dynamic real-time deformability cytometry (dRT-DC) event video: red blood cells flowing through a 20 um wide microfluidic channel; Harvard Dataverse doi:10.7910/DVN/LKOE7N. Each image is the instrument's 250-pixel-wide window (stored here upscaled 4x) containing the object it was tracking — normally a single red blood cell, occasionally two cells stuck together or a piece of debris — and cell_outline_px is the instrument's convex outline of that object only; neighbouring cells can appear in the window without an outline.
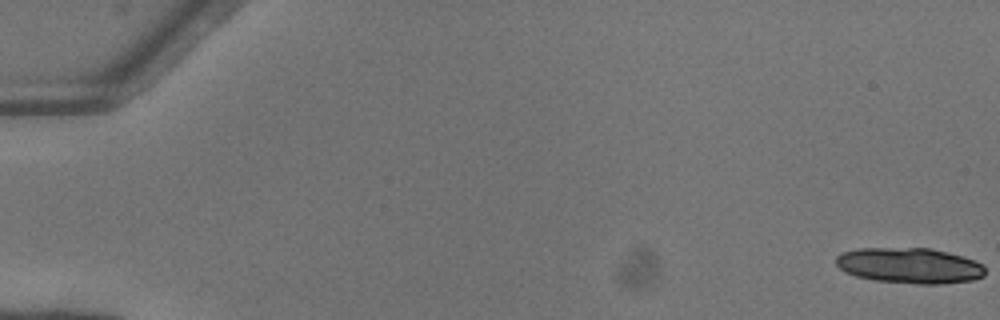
{"species": "common noctule bat (a hibernating species)", "species_latin": "Nyctalus noctula", "temperature_condition": "warm", "stored_images_in_passage": 52, "camera_frame_rate_fps": 3000, "um_per_image_px": 0.085, "animal": {"sex": "female"}, "frame": {"image": 1, "passage_image": 1, "time_ms": 0.0, "image_size_px": [1000, 320], "cell_outline_px": [[984, 276], [972, 280], [940, 284], [916, 284], [872, 280], [856, 276], [844, 272], [836, 264], [836, 256], [844, 252], [860, 248], [932, 248], [948, 252], [976, 260], [984, 264]], "centroid_in_image_um": [77.33, 22.57], "position_along_channel_um": 7.7, "area_um2": 31.15}}
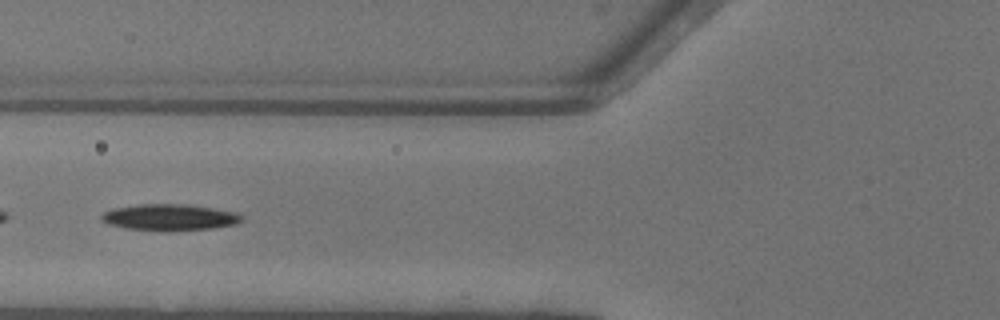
{"frame": {"image": 2, "passage_image": 22, "time_ms": 7.0, "image_size_px": [1000, 320], "cell_outline_px": [[240, 220], [236, 224], [212, 228], [168, 232], [160, 232], [128, 228], [108, 224], [100, 220], [100, 216], [104, 212], [112, 208], [140, 204], [188, 204], [236, 212], [240, 216]], "centroid_in_image_um": [14.36, 18.48], "position_along_channel_um": 111.4, "area_um2": 21.73}}
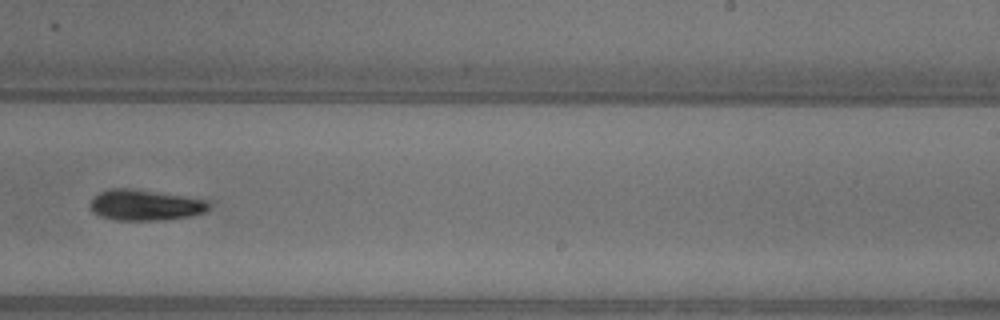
{"frame": {"image": 3, "passage_image": 34, "time_ms": 11.0, "image_size_px": [1000, 320], "cell_outline_px": [[212, 204], [204, 212], [188, 216], [164, 220], [116, 220], [100, 216], [92, 212], [88, 204], [92, 196], [100, 192], [112, 188], [132, 188], [184, 196], [208, 200]], "centroid_in_image_um": [12.29, 17.42], "position_along_channel_um": 276.7, "area_um2": 21.5}, "authors_computed_cell_mechanics": {"area_um2": 21.7906, "velocity_mm_per_s": 4.1393, "shape_relaxation_time_tau1_ms": 2.9098, "shape_relaxation_time_tau2_ms": null, "deformation_change_tau1": 0.1355, "deformation_change_tau2": null}}